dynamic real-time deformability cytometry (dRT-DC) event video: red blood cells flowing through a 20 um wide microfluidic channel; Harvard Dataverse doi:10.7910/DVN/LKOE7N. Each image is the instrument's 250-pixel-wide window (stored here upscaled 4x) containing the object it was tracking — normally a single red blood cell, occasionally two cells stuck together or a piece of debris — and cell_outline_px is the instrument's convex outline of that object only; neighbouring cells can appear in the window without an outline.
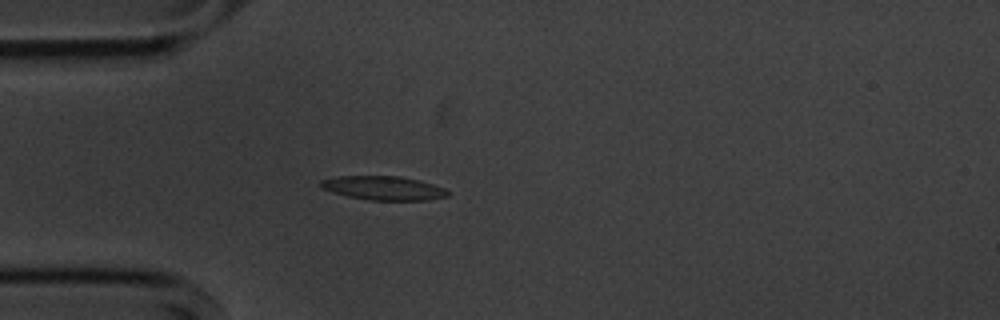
{"species": "common noctule bat (a hibernating species)", "species_latin": "Nyctalus noctula", "temperature_condition": "cold", "stored_images_in_passage": 41, "camera_frame_rate_fps": 3000, "um_per_image_px": 0.085, "animal": {"sex": "male", "body_mass_g": 20.1, "forearm_length_mm": 53.5}, "frame": {"image": 1, "passage_image": 1, "time_ms": 0.0, "image_size_px": [1000, 320], "cell_outline_px": [[448, 196], [428, 200], [368, 200], [348, 196], [324, 188], [320, 184], [320, 180], [336, 176], [400, 176], [420, 180], [444, 188], [448, 192]], "centroid_in_image_um": [32.63, 15.98], "position_along_channel_um": 52.4, "area_um2": 17.51}}
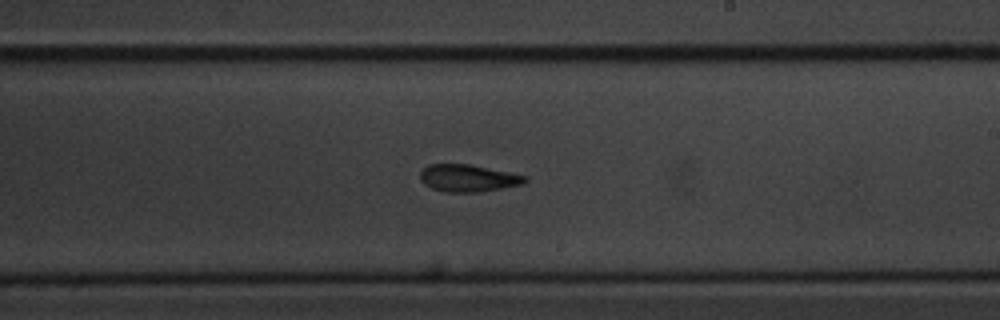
{"frame": {"image": 2, "passage_image": 18, "time_ms": 5.667, "image_size_px": [1000, 320], "cell_outline_px": [[528, 180], [524, 184], [476, 192], [444, 192], [432, 188], [424, 184], [420, 180], [420, 172], [428, 164], [468, 164], [528, 176]], "centroid_in_image_um": [39.77, 15.14], "position_along_channel_um": 249.2, "area_um2": 16.53}}
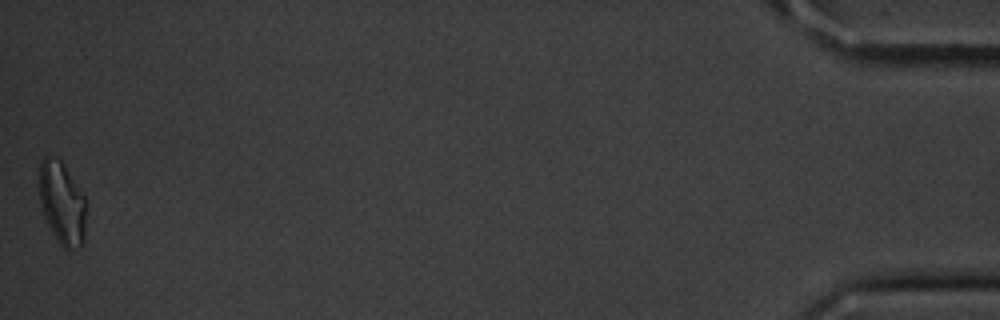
{"frame": {"image": 3, "passage_image": 41, "time_ms": 13.333, "image_size_px": [1000, 320], "cell_outline_px": [[84, 244], [80, 248], [68, 252], [60, 244], [52, 232], [44, 216], [40, 204], [40, 160], [44, 156], [48, 156], [60, 160], [64, 164], [84, 196]], "centroid_in_image_um": [5.27, 17.31], "position_along_channel_um": 429.9, "area_um2": 22.43}, "authors_computed_cell_mechanics": {"area_um2": 17.2822, "velocity_mm_per_s": 3.5966, "shape_relaxation_time_tau1_ms": 8.1627, "shape_relaxation_time_tau2_ms": 7.9091, "deformation_change_tau1": 0.1899, "deformation_change_tau2": 0.155}}